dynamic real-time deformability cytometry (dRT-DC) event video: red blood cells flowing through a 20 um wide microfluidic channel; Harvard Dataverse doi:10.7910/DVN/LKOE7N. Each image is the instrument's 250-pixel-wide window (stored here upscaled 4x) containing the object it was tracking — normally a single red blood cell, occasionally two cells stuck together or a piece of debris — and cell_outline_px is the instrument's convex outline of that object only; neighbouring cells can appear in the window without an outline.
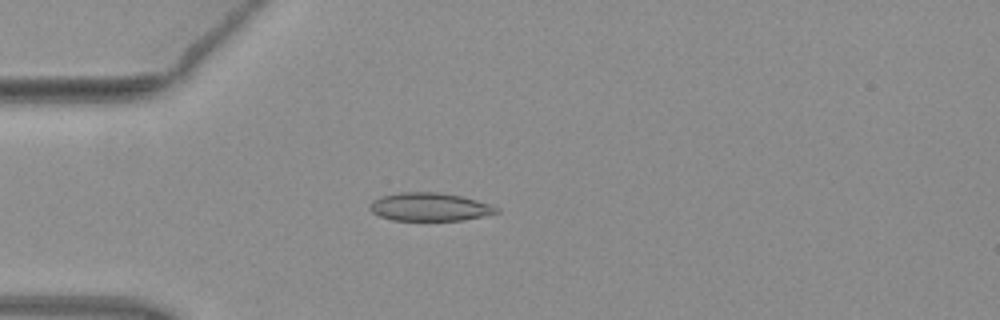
{"species": "common noctule bat (a hibernating species)", "species_latin": "Nyctalus noctula", "temperature_condition": "warm", "stored_images_in_passage": 3, "camera_frame_rate_fps": 3000, "um_per_image_px": 0.085, "animal": {"sex": "female", "body_mass_g": 19.3, "forearm_length_mm": 54.1}, "frame": {"image": 1, "passage_image": 3, "time_ms": 0.667, "image_size_px": [1000, 320], "cell_outline_px": [[500, 212], [464, 220], [392, 220], [380, 216], [372, 212], [368, 208], [368, 204], [372, 200], [380, 196], [400, 192], [436, 192], [460, 196], [492, 204], [500, 208]], "centroid_in_image_um": [36.5, 17.58], "position_along_channel_um": 48.5, "area_um2": 20.92}}